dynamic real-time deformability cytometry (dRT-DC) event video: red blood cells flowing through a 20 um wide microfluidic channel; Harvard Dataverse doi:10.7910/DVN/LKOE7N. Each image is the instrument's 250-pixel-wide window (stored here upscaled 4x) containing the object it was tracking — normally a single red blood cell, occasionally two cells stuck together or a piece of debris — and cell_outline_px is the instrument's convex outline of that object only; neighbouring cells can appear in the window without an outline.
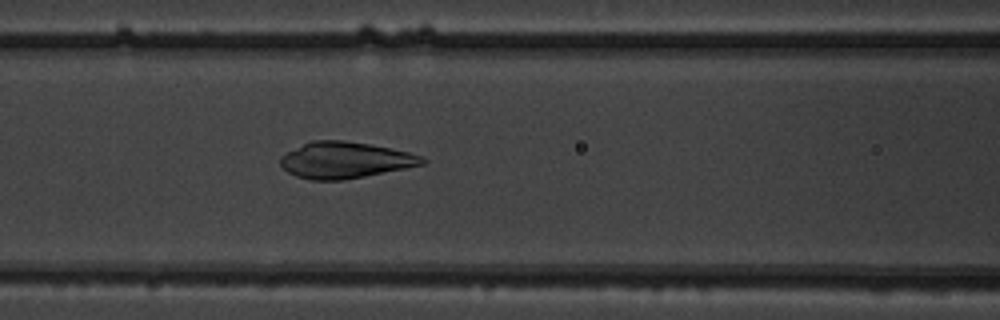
{"species": "common noctule bat (a hibernating species)", "species_latin": "Nyctalus noctula", "temperature_condition": "warm", "stored_images_in_passage": 53, "camera_frame_rate_fps": 3000, "um_per_image_px": 0.085, "animal": {"sex": "male", "body_mass_g": 19.5, "forearm_length_mm": 54.6}, "frame": {"image": 1, "passage_image": 23, "time_ms": 7.333, "image_size_px": [1000, 320], "cell_outline_px": [[428, 160], [424, 164], [344, 180], [308, 180], [296, 176], [288, 172], [280, 164], [280, 156], [312, 140], [344, 140], [368, 144], [408, 152], [420, 156]], "centroid_in_image_um": [29.3, 13.61], "position_along_channel_um": 137.3, "area_um2": 29.65}}
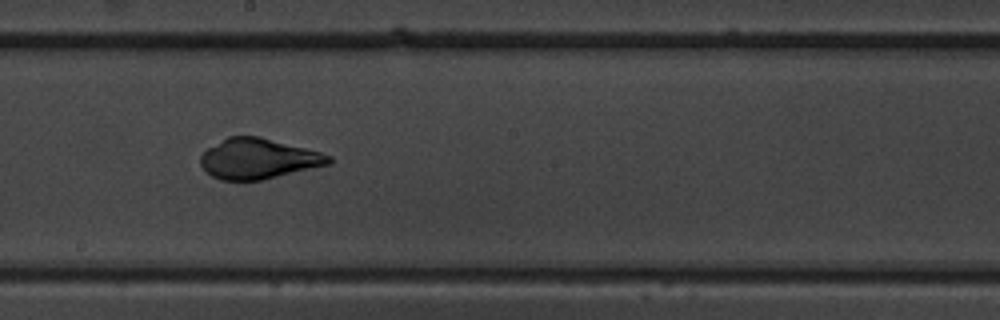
{"frame": {"image": 2, "passage_image": 30, "time_ms": 9.667, "image_size_px": [1000, 320], "cell_outline_px": [[332, 164], [260, 180], [220, 180], [212, 176], [200, 164], [200, 156], [208, 148], [228, 136], [260, 136], [320, 152], [332, 156]], "centroid_in_image_um": [21.97, 13.49], "position_along_channel_um": 226.2, "area_um2": 30.0}}
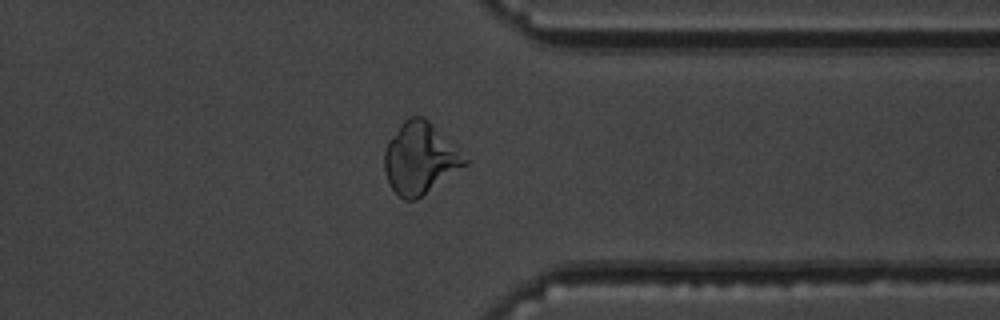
{"frame": {"image": 3, "passage_image": 42, "time_ms": 13.667, "image_size_px": [1000, 320], "cell_outline_px": [[468, 164], [416, 200], [404, 200], [392, 188], [388, 180], [384, 168], [384, 152], [388, 140], [400, 124], [408, 116], [424, 116], [468, 160]], "centroid_in_image_um": [35.67, 13.46], "position_along_channel_um": 375.7, "area_um2": 33.0}}